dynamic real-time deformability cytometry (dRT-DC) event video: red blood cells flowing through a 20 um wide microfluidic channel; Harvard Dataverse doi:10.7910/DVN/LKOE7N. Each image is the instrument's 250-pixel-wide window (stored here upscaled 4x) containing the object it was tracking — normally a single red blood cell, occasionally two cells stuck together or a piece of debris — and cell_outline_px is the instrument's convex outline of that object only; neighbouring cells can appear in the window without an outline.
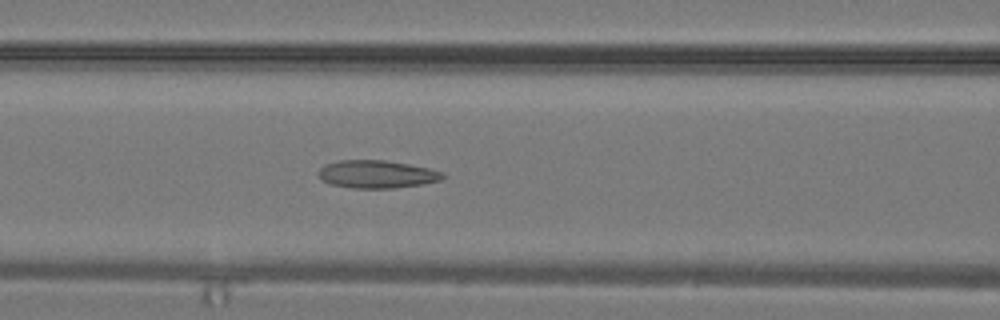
{"species": "common noctule bat (a hibernating species)", "species_latin": "Nyctalus noctula", "temperature_condition": "warm", "stored_images_in_passage": 23, "camera_frame_rate_fps": 3000, "um_per_image_px": 0.085, "animal": {"sex": "male", "body_mass_g": 19.2, "forearm_length_mm": 51.8}, "frame": {"image": 1, "passage_image": 6, "time_ms": 1.667, "image_size_px": [1000, 320], "cell_outline_px": [[444, 176], [440, 180], [424, 184], [396, 188], [352, 188], [328, 184], [316, 172], [324, 164], [340, 160], [384, 160], [408, 164], [428, 168], [444, 172]], "centroid_in_image_um": [32.01, 14.81], "position_along_channel_um": 134.6, "area_um2": 20.23}}
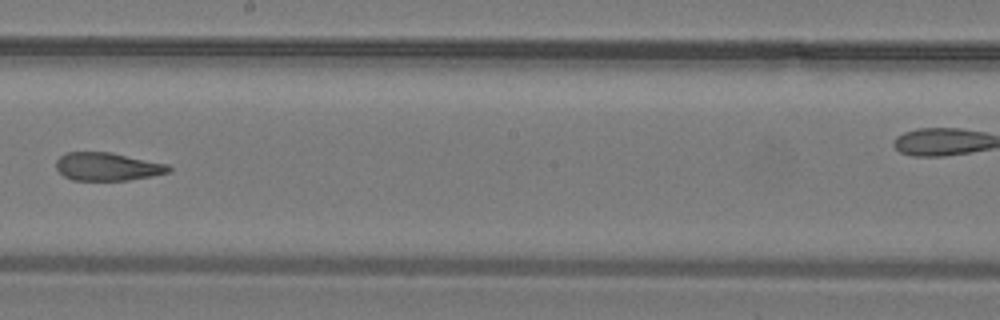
{"frame": {"image": 2, "passage_image": 11, "time_ms": 3.333, "image_size_px": [1000, 320], "cell_outline_px": [[172, 168], [168, 172], [152, 176], [128, 180], [72, 180], [64, 176], [56, 168], [56, 160], [60, 156], [68, 152], [112, 152], [168, 164]], "centroid_in_image_um": [9.13, 14.16], "position_along_channel_um": 239.1, "area_um2": 18.44}}
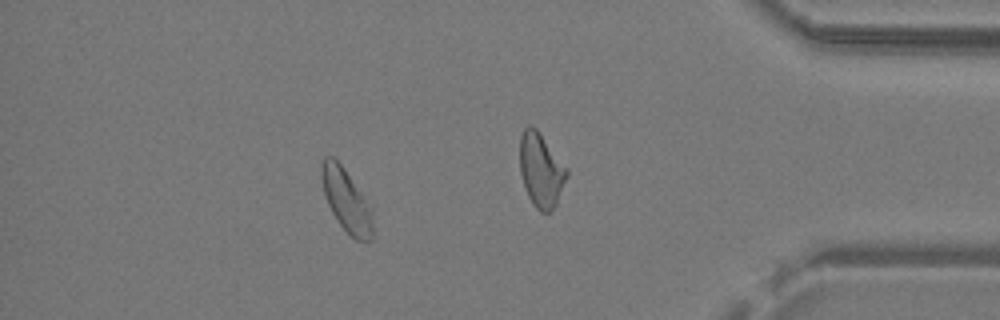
{"frame": {"image": 3, "passage_image": 19, "time_ms": 6.0, "image_size_px": [1000, 320], "cell_outline_px": [[372, 240], [356, 240], [340, 224], [332, 212], [324, 196], [320, 176], [320, 164], [324, 156], [332, 156], [344, 168], [372, 204]], "centroid_in_image_um": [29.44, 16.97], "position_along_channel_um": 405.8, "area_um2": 19.02}}